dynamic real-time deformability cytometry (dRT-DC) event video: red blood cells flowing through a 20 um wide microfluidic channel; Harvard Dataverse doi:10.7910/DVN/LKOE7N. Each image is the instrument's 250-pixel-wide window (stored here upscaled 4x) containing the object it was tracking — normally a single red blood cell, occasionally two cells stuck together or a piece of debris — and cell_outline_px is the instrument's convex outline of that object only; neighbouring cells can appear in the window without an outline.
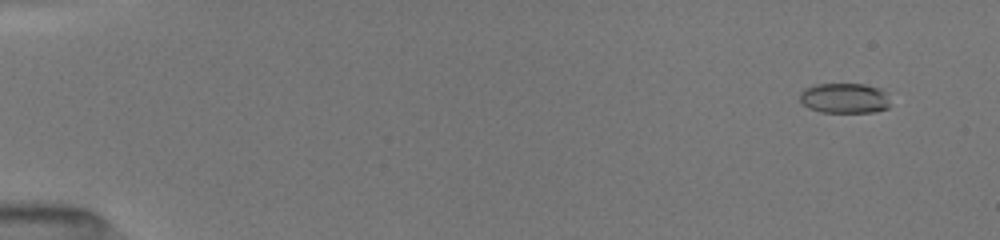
{"species": "common noctule bat (a hibernating species)", "species_latin": "Nyctalus noctula", "temperature_condition": "room temperature", "stored_images_in_passage": 53, "segment_of_instrument_passage": [1, 2], "camera_frame_rate_fps": 3000, "um_per_image_px": 0.085, "animal": {"sex": "female", "body_mass_g": 19.5, "forearm_length_mm": 54.1}, "frame": {"image": 1, "passage_image": 4, "time_ms": 1.0, "image_size_px": [1000, 240], "cell_outline_px": [[888, 108], [872, 112], [820, 112], [808, 108], [800, 100], [800, 92], [804, 88], [816, 84], [864, 84], [880, 88], [888, 92]], "centroid_in_image_um": [71.78, 8.34], "position_along_channel_um": 13.2, "area_um2": 16.01}}
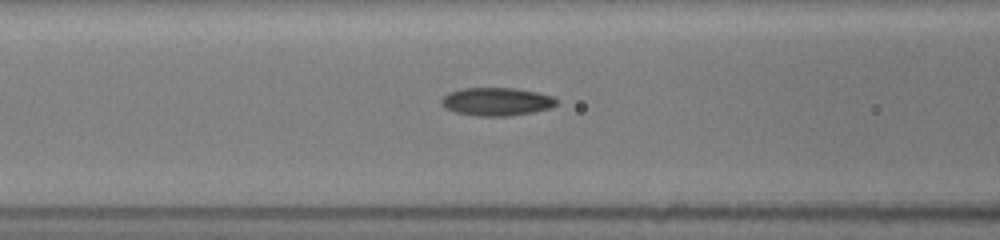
{"frame": {"image": 2, "passage_image": 23, "time_ms": 7.333, "image_size_px": [1000, 240], "cell_outline_px": [[556, 104], [552, 108], [532, 112], [508, 116], [476, 116], [456, 112], [444, 108], [440, 104], [440, 100], [448, 92], [460, 88], [516, 88], [536, 92], [552, 96], [556, 100]], "centroid_in_image_um": [42.16, 8.63], "position_along_channel_um": 124.4, "area_um2": 18.96}}
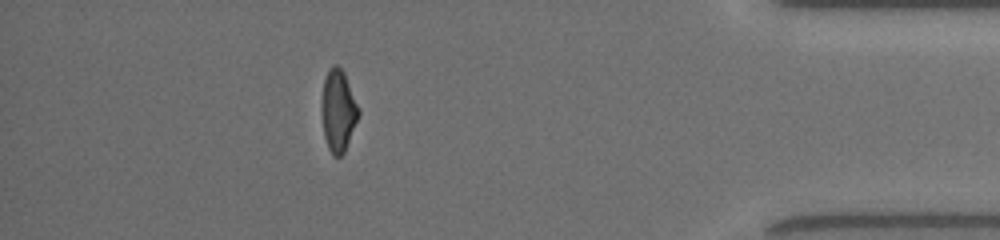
{"frame": {"image": 3, "passage_image": 47, "time_ms": 15.333, "image_size_px": [1000, 240], "cell_outline_px": [[360, 112], [344, 152], [340, 156], [332, 156], [328, 148], [324, 136], [324, 80], [332, 64], [336, 64], [344, 72], [360, 108]], "centroid_in_image_um": [28.8, 9.41], "position_along_channel_um": 406.4, "area_um2": 16.88}}